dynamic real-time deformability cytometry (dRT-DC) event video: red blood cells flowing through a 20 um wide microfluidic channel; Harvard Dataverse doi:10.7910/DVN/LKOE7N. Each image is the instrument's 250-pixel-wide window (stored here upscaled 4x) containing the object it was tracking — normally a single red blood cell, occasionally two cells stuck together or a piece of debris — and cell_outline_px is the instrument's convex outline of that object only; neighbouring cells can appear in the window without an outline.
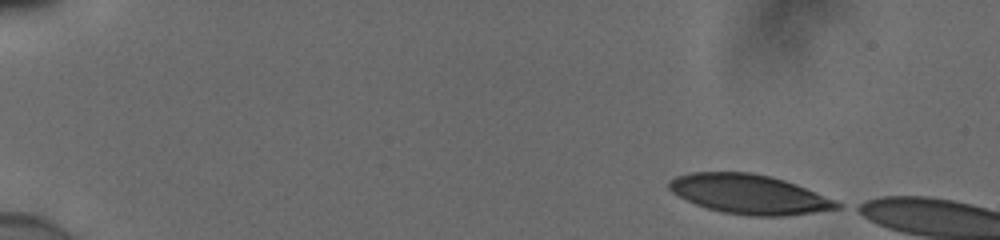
{"species": "human", "species_latin": "Homo sapiens", "temperature_condition": "cold", "stored_images_in_passage": 7, "camera_frame_rate_fps": 3000, "um_per_image_px": 0.085, "donor": {"sex": "male"}, "frame": {"image": 1, "passage_image": 1, "time_ms": 0.0, "image_size_px": [1000, 240], "cell_outline_px": [[844, 204], [840, 208], [784, 216], [748, 216], [720, 212], [696, 204], [672, 192], [668, 188], [668, 180], [676, 176], [692, 172], [752, 172], [772, 176], [796, 184], [836, 200]], "centroid_in_image_um": [63.68, 16.5], "position_along_channel_um": 21.3, "area_um2": 38.61}}